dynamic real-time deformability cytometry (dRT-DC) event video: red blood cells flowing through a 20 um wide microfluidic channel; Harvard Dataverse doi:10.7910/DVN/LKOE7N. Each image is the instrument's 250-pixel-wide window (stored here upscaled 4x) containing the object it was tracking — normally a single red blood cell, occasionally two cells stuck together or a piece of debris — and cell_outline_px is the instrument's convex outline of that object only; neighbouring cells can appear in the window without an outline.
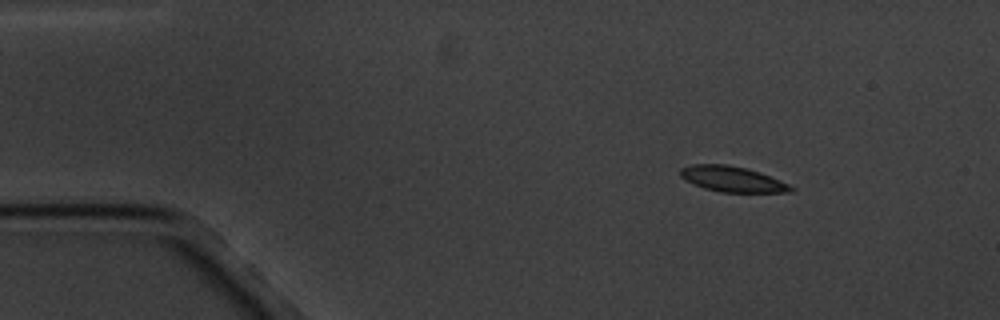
{"species": "common noctule bat (a hibernating species)", "species_latin": "Nyctalus noctula", "temperature_condition": "cold", "stored_images_in_passage": 4, "camera_frame_rate_fps": 3000, "um_per_image_px": 0.085, "animal": {"sex": "male", "body_mass_g": 20.1, "forearm_length_mm": 53.5}, "frame": {"image": 1, "passage_image": 1, "time_ms": 0.0, "image_size_px": [1000, 320], "cell_outline_px": [[796, 188], [792, 192], [720, 192], [704, 188], [684, 180], [680, 176], [680, 168], [692, 164], [728, 164], [748, 168], [760, 172], [788, 184]], "centroid_in_image_um": [62.23, 15.21], "position_along_channel_um": 22.8, "area_um2": 16.53}}
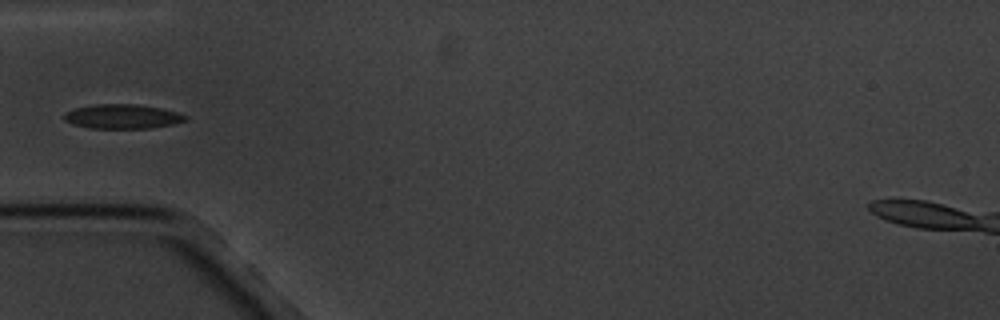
{"frame": {"image": 2, "passage_image": 4, "time_ms": 3.667, "image_size_px": [1000, 320], "cell_outline_px": [[188, 120], [172, 124], [152, 128], [88, 128], [72, 124], [64, 120], [64, 112], [76, 108], [96, 104], [136, 104], [160, 108], [176, 112], [188, 116]], "centroid_in_image_um": [10.4, 9.9], "position_along_channel_um": 74.6, "area_um2": 17.22}}